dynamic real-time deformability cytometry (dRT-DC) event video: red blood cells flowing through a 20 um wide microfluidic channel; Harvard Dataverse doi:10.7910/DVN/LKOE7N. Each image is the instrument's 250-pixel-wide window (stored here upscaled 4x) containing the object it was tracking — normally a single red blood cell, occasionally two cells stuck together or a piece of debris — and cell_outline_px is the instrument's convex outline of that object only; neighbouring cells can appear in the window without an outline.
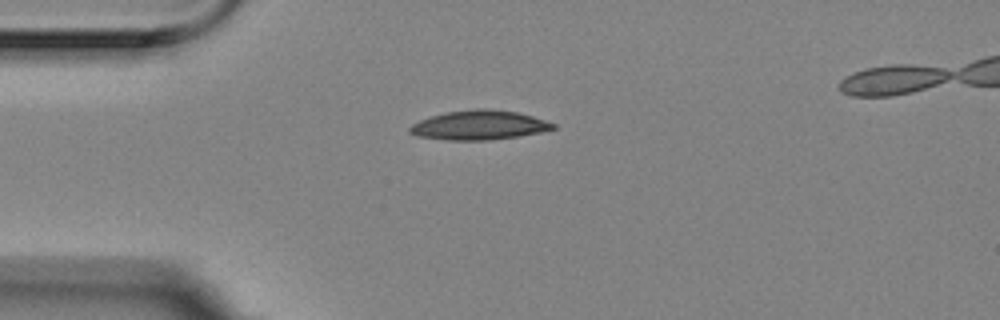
{"species": "Egyptian fruit bat (a non-hibernating species)", "species_latin": "Rousettus aegyptiacus", "temperature_condition": "room temperature", "stored_images_in_passage": 6, "camera_frame_rate_fps": 3000, "um_per_image_px": 0.085, "animal": {"sex": "female"}, "frame": {"image": 1, "passage_image": 6, "time_ms": 1.667, "image_size_px": [1000, 320], "cell_outline_px": [[556, 128], [540, 132], [520, 136], [488, 140], [448, 140], [416, 136], [408, 132], [408, 128], [412, 124], [428, 116], [444, 112], [472, 108], [492, 108], [516, 112], [532, 116], [556, 124]], "centroid_in_image_um": [40.68, 10.62], "position_along_channel_um": 44.3, "area_um2": 24.8}}